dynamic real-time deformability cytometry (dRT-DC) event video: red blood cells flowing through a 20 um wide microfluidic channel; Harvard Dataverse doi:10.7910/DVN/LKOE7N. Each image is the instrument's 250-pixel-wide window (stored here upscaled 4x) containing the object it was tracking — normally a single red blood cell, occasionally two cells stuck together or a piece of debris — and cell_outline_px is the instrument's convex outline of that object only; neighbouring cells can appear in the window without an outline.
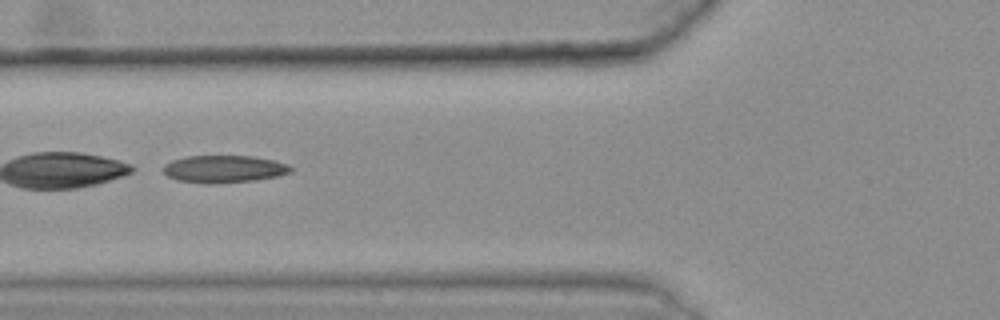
{"species": "common noctule bat (a hibernating species)", "species_latin": "Nyctalus noctula", "temperature_condition": "warm", "stored_images_in_passage": 46, "camera_frame_rate_fps": 3000, "um_per_image_px": 0.085, "animal": {"sex": "female", "body_mass_g": 25.1}, "frame": {"image": 1, "passage_image": 20, "time_ms": 6.333, "image_size_px": [1000, 320], "cell_outline_px": [[292, 172], [276, 176], [252, 180], [212, 184], [208, 184], [176, 180], [168, 176], [164, 172], [164, 164], [172, 160], [188, 156], [252, 156], [272, 160], [288, 164], [292, 168]], "centroid_in_image_um": [19.02, 14.36], "position_along_channel_um": 106.8, "area_um2": 20.17}, "authors_computed_cell_mechanics": {"area_um2": 21.1259, "velocity_mm_per_s": 3.6332, "shape_relaxation_time_tau1_ms": null, "shape_relaxation_time_tau2_ms": 2.7616, "deformation_change_tau1": null, "deformation_change_tau2": 0.1087}}